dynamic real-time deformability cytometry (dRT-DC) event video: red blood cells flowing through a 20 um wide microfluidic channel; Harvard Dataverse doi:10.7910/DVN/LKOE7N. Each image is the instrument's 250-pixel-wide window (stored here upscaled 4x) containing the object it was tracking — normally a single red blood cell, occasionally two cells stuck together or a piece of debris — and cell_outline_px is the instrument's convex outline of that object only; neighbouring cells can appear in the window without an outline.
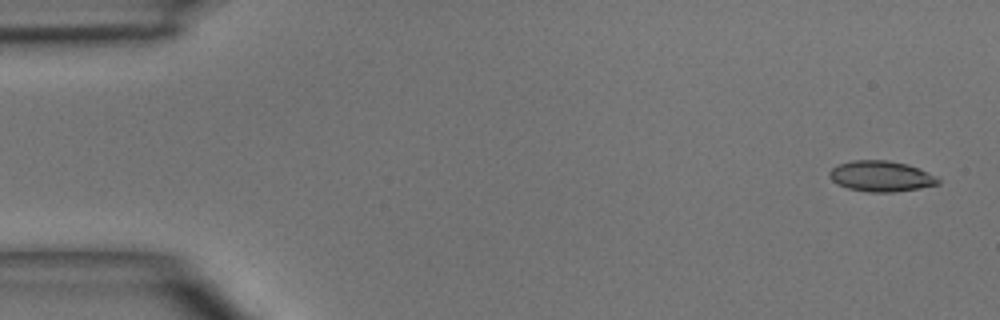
{"species": "common noctule bat (a hibernating species)", "species_latin": "Nyctalus noctula", "temperature_condition": "room temperature", "stored_images_in_passage": 5, "camera_frame_rate_fps": 3000, "um_per_image_px": 0.085, "animal": {"sex": "male", "body_mass_g": 15.6}, "frame": {"image": 1, "passage_image": 1, "time_ms": 0.0, "image_size_px": [1000, 320], "cell_outline_px": [[940, 184], [920, 188], [892, 192], [868, 192], [848, 188], [836, 184], [828, 176], [828, 172], [832, 168], [840, 164], [852, 160], [888, 160], [908, 164], [936, 176], [940, 180]], "centroid_in_image_um": [74.87, 14.98], "position_along_channel_um": 10.1, "area_um2": 19.48}}